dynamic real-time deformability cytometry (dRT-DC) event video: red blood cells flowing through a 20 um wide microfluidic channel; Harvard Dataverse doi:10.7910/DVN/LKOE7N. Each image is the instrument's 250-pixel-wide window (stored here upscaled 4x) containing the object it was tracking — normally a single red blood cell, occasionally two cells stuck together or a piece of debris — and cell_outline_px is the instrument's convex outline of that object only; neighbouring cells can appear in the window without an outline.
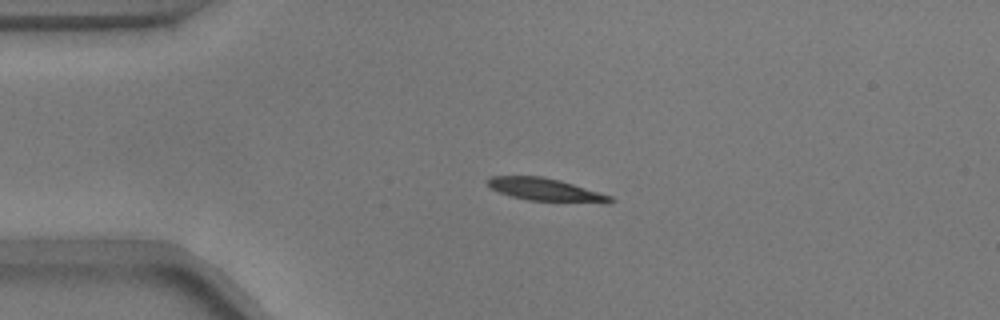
{"species": "common noctule bat (a hibernating species)", "species_latin": "Nyctalus noctula", "temperature_condition": "warm", "stored_images_in_passage": 54, "camera_frame_rate_fps": 3000, "um_per_image_px": 0.085, "animal": {"sex": "male", "body_mass_g": 17.9}, "frame": {"image": 1, "passage_image": 12, "time_ms": 3.667, "image_size_px": [1000, 320], "cell_outline_px": [[616, 200], [608, 204], [528, 200], [512, 196], [500, 192], [492, 188], [488, 184], [488, 180], [492, 176], [540, 176], [560, 180], [612, 196]], "centroid_in_image_um": [46.48, 16.14], "position_along_channel_um": 38.5, "area_um2": 16.24}}
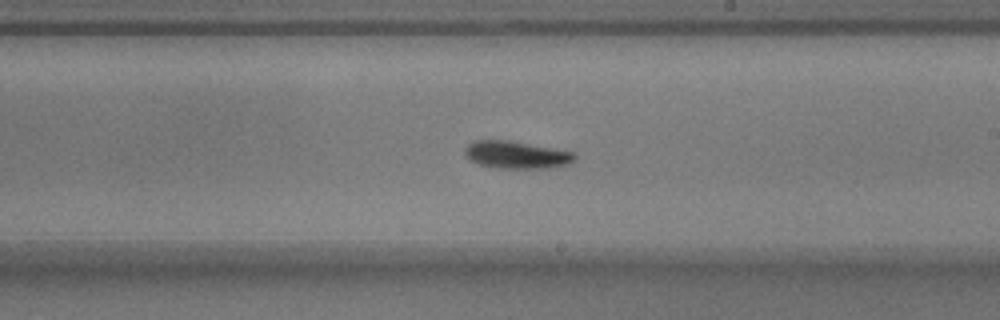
{"frame": {"image": 2, "passage_image": 31, "time_ms": 10.0, "image_size_px": [1000, 320], "cell_outline_px": [[576, 156], [568, 164], [548, 168], [496, 168], [476, 164], [464, 152], [464, 148], [468, 144], [476, 140], [504, 140], [576, 152]], "centroid_in_image_um": [43.88, 13.17], "position_along_channel_um": 245.1, "area_um2": 17.34}}
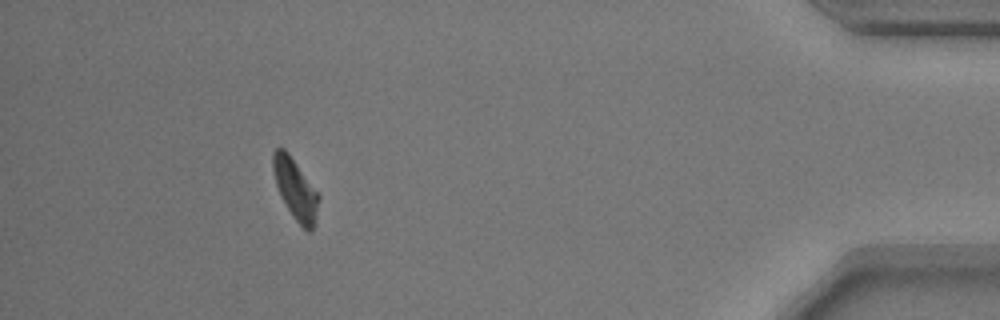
{"frame": {"image": 3, "passage_image": 49, "time_ms": 16.0, "image_size_px": [1000, 320], "cell_outline_px": [[320, 200], [316, 224], [308, 232], [296, 220], [280, 196], [276, 184], [272, 168], [272, 152], [276, 148], [284, 148], [288, 152], [320, 196]], "centroid_in_image_um": [25.11, 16.07], "position_along_channel_um": 410.1, "area_um2": 16.07}, "authors_computed_cell_mechanics": {"area_um2": 16.7909, "velocity_mm_per_s": 3.7188, "shape_relaxation_time_tau1_ms": 4.9461, "shape_relaxation_time_tau2_ms": null, "deformation_change_tau1": 0.1519, "deformation_change_tau2": null}}